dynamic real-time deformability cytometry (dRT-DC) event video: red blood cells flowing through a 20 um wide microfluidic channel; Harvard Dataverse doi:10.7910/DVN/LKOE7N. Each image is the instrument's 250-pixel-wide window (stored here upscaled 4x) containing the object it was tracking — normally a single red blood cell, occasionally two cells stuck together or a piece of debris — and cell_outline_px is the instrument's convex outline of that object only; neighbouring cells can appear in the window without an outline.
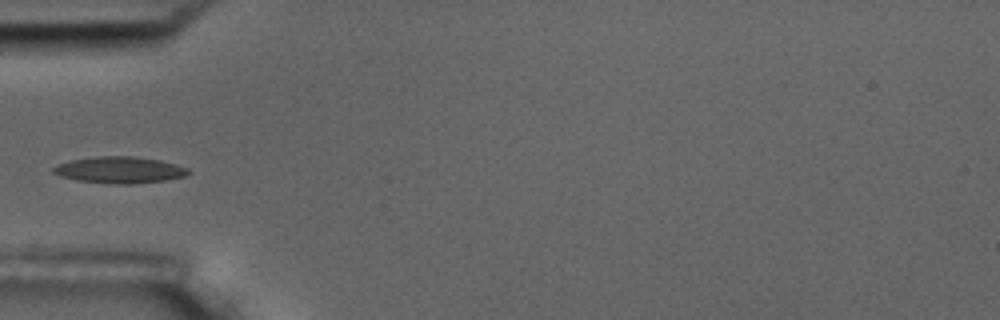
{"species": "common noctule bat (a hibernating species)", "species_latin": "Nyctalus noctula", "temperature_condition": "room temperature", "stored_images_in_passage": 38, "camera_frame_rate_fps": 3000, "um_per_image_px": 0.085, "animal": {"sex": "male", "body_mass_g": 17.5, "forearm_length_mm": 52.3}, "frame": {"image": 1, "passage_image": 1, "time_ms": 0.0, "image_size_px": [1000, 320], "cell_outline_px": [[192, 172], [188, 176], [164, 180], [132, 184], [116, 184], [76, 180], [60, 176], [52, 172], [52, 168], [56, 164], [72, 160], [96, 156], [132, 156], [160, 160], [176, 164], [188, 168]], "centroid_in_image_um": [10.19, 14.44], "position_along_channel_um": 74.8, "area_um2": 20.98}}
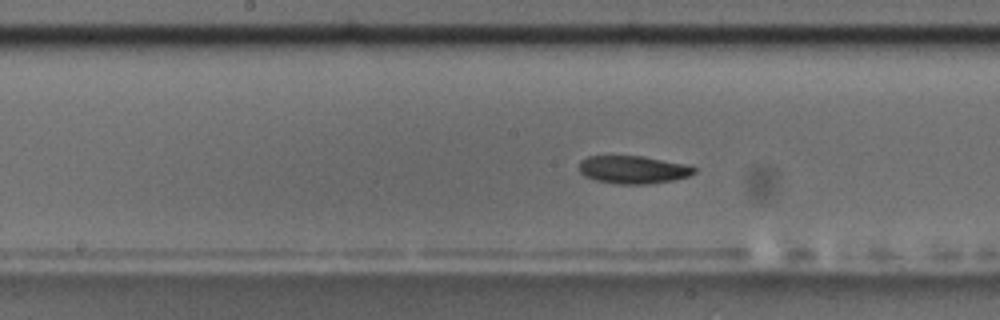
{"frame": {"image": 2, "passage_image": 11, "time_ms": 3.333, "image_size_px": [1000, 320], "cell_outline_px": [[696, 172], [688, 176], [672, 180], [648, 184], [616, 184], [596, 180], [584, 176], [580, 172], [580, 160], [588, 156], [644, 156], [684, 164], [696, 168]], "centroid_in_image_um": [53.8, 14.42], "position_along_channel_um": 194.4, "area_um2": 18.61}}
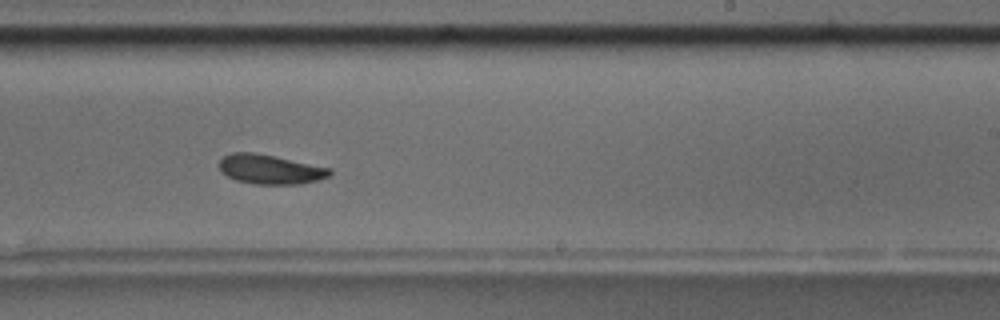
{"frame": {"image": 3, "passage_image": 17, "time_ms": 5.333, "image_size_px": [1000, 320], "cell_outline_px": [[332, 172], [328, 176], [316, 180], [300, 184], [252, 184], [236, 180], [220, 172], [220, 160], [224, 156], [232, 152], [252, 152], [332, 168]], "centroid_in_image_um": [22.94, 14.4], "position_along_channel_um": 266.1, "area_um2": 18.79}}